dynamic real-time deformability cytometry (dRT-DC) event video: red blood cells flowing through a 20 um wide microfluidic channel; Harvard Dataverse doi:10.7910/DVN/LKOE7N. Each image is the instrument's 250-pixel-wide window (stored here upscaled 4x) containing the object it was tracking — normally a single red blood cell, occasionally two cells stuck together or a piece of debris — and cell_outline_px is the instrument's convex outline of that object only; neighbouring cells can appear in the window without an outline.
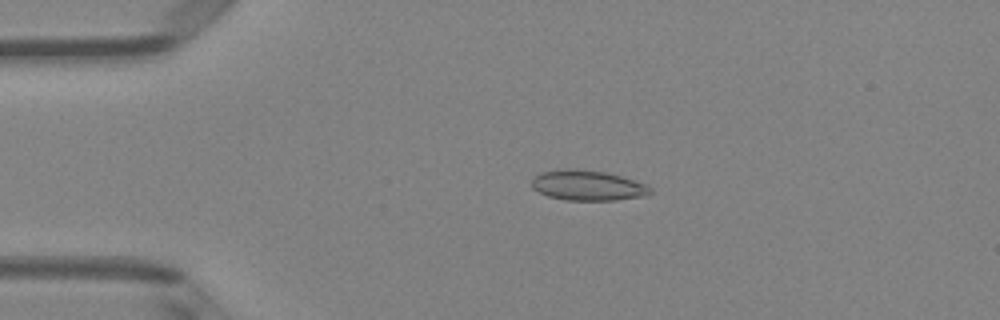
{"species": "Egyptian fruit bat (a non-hibernating species)", "species_latin": "Rousettus aegyptiacus", "temperature_condition": "room temperature", "stored_images_in_passage": 46, "camera_frame_rate_fps": 3000, "um_per_image_px": 0.085, "animal": {"sex": "female"}, "frame": {"image": 1, "passage_image": 7, "time_ms": 2.0, "image_size_px": [1000, 320], "cell_outline_px": [[652, 192], [648, 196], [616, 200], [568, 200], [548, 196], [532, 188], [532, 180], [540, 172], [564, 168], [576, 168], [608, 172], [644, 184], [652, 188]], "centroid_in_image_um": [49.96, 15.75], "position_along_channel_um": 35.0, "area_um2": 20.98}}
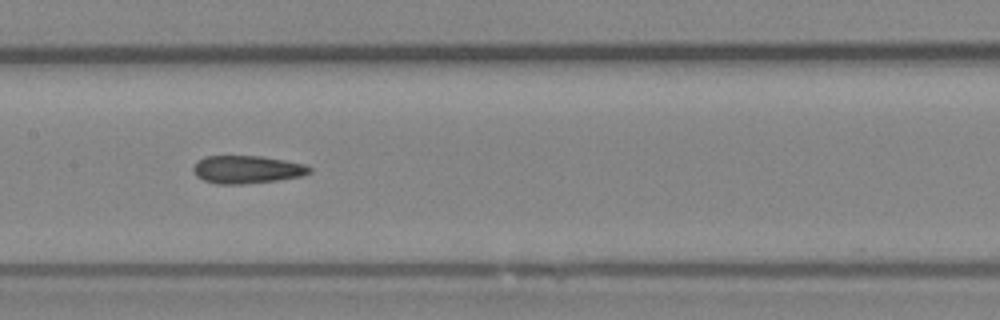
{"frame": {"image": 2, "passage_image": 21, "time_ms": 6.667, "image_size_px": [1000, 320], "cell_outline_px": [[312, 172], [300, 176], [276, 180], [240, 184], [216, 184], [204, 180], [196, 176], [192, 172], [192, 168], [196, 160], [204, 156], [260, 156], [284, 160], [304, 164], [312, 168]], "centroid_in_image_um": [20.93, 14.4], "position_along_channel_um": 186.5, "area_um2": 18.9}}
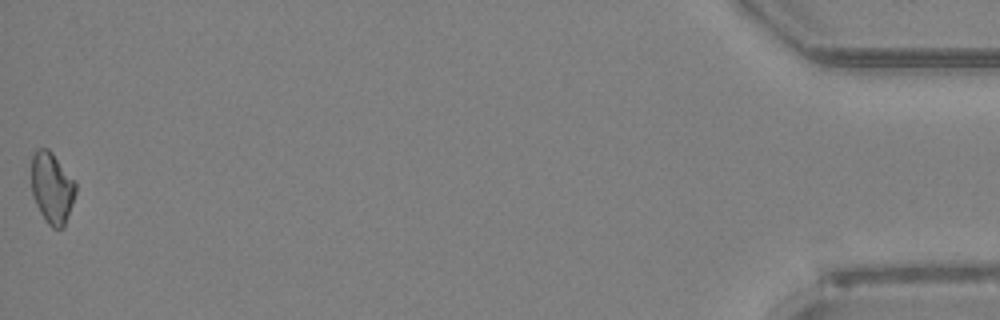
{"frame": {"image": 3, "passage_image": 46, "time_ms": 15.0, "image_size_px": [1000, 320], "cell_outline_px": [[76, 192], [64, 228], [52, 228], [44, 220], [32, 196], [32, 156], [36, 148], [48, 148], [52, 152], [76, 180]], "centroid_in_image_um": [4.43, 15.96], "position_along_channel_um": 430.8, "area_um2": 18.61}, "authors_computed_cell_mechanics": {"area_um2": 18.9295, "velocity_mm_per_s": 4.0992, "shape_relaxation_time_tau1_ms": null, "shape_relaxation_time_tau2_ms": 10.1194, "deformation_change_tau1": null, "deformation_change_tau2": 0.1648}}